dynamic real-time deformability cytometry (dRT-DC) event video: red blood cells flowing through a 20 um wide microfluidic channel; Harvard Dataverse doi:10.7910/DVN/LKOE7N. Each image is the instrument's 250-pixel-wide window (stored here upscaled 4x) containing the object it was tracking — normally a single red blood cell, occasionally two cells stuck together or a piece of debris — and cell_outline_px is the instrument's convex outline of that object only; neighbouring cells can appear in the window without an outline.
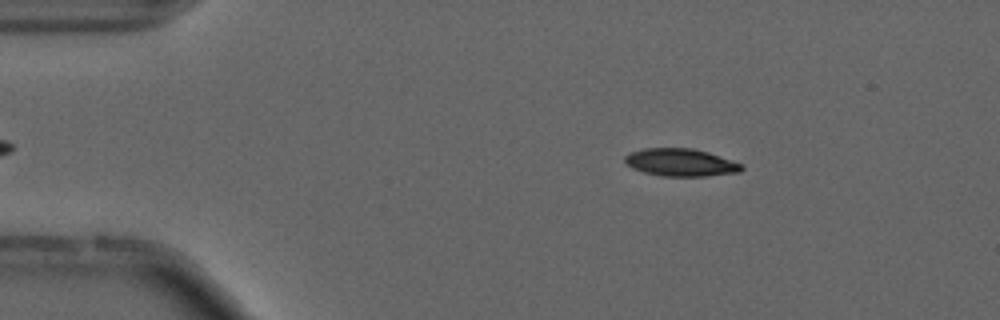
{"species": "common noctule bat (a hibernating species)", "species_latin": "Nyctalus noctula", "temperature_condition": "cold", "stored_images_in_passage": 54, "camera_frame_rate_fps": 3000, "um_per_image_px": 0.085, "animal": {"sex": "male", "forearm_length_mm": 52.5}, "frame": {"image": 1, "passage_image": 8, "time_ms": 2.333, "image_size_px": [1000, 320], "cell_outline_px": [[744, 168], [740, 172], [704, 176], [664, 176], [644, 172], [632, 168], [624, 160], [624, 156], [632, 152], [644, 148], [692, 148], [708, 152], [744, 164]], "centroid_in_image_um": [57.89, 13.8], "position_along_channel_um": 27.1, "area_um2": 18.73}}
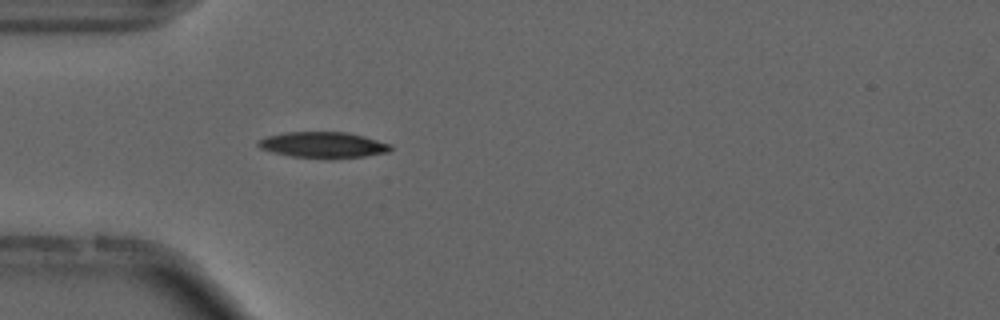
{"frame": {"image": 2, "passage_image": 15, "time_ms": 4.667, "image_size_px": [1000, 320], "cell_outline_px": [[392, 148], [388, 152], [364, 156], [292, 156], [272, 152], [260, 148], [256, 144], [256, 140], [268, 136], [284, 132], [344, 132], [364, 136], [392, 144]], "centroid_in_image_um": [27.43, 12.27], "position_along_channel_um": 57.6, "area_um2": 19.31}}
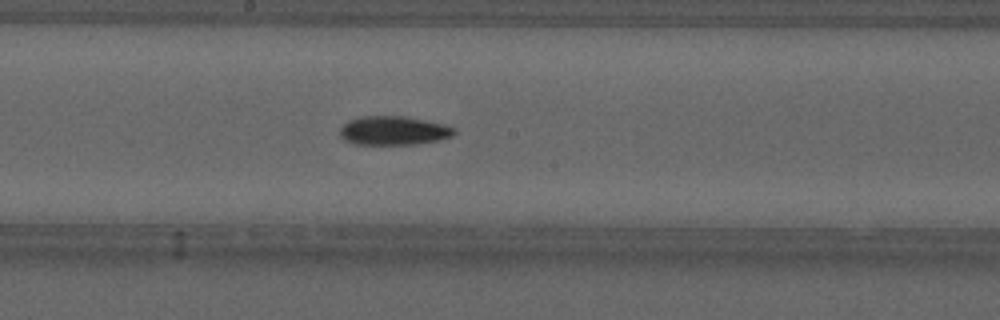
{"frame": {"image": 3, "passage_image": 28, "time_ms": 9.0, "image_size_px": [1000, 320], "cell_outline_px": [[456, 132], [452, 136], [440, 140], [416, 144], [352, 144], [344, 140], [340, 136], [340, 128], [348, 120], [360, 116], [404, 116], [444, 124], [456, 128]], "centroid_in_image_um": [33.45, 11.1], "position_along_channel_um": 214.8, "area_um2": 19.36}, "authors_computed_cell_mechanics": {"area_um2": 18.5538, "velocity_mm_per_s": 3.7212, "shape_relaxation_time_tau1_ms": 4.866, "shape_relaxation_time_tau2_ms": 9.6129, "deformation_change_tau1": 0.1507, "deformation_change_tau2": 0.1823}}